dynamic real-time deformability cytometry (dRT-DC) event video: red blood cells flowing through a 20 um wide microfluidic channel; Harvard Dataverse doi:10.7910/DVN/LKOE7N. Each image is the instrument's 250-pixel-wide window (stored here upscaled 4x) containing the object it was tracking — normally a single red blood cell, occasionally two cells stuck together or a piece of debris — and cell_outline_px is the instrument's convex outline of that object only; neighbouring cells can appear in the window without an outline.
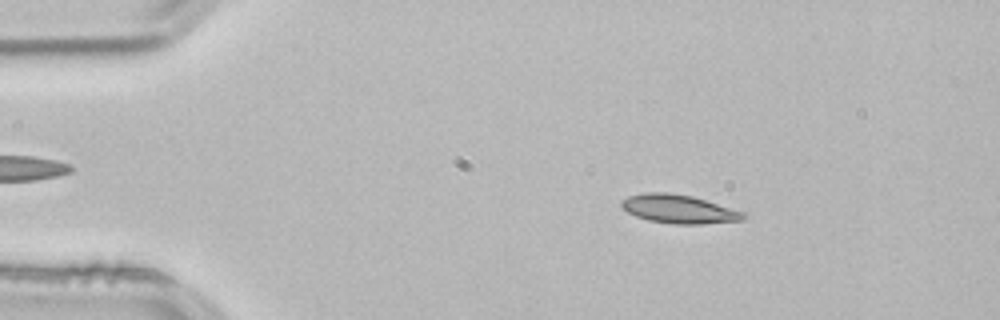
{"species": "common noctule bat (a hibernating species)", "species_latin": "Nyctalus noctula", "temperature_condition": "room temperature", "stored_images_in_passage": 52, "camera_frame_rate_fps": 3000, "um_per_image_px": 0.085, "animal": {"sex": "male", "body_mass_g": 21.5, "forearm_length_mm": 52.0}, "frame": {"image": 1, "passage_image": 8, "time_ms": 2.333, "image_size_px": [1000, 320], "cell_outline_px": [[748, 216], [744, 220], [700, 224], [672, 224], [648, 220], [636, 216], [620, 208], [620, 200], [628, 196], [644, 192], [668, 192], [692, 196], [744, 212]], "centroid_in_image_um": [57.66, 17.76], "position_along_channel_um": 27.3, "area_um2": 20.46}}
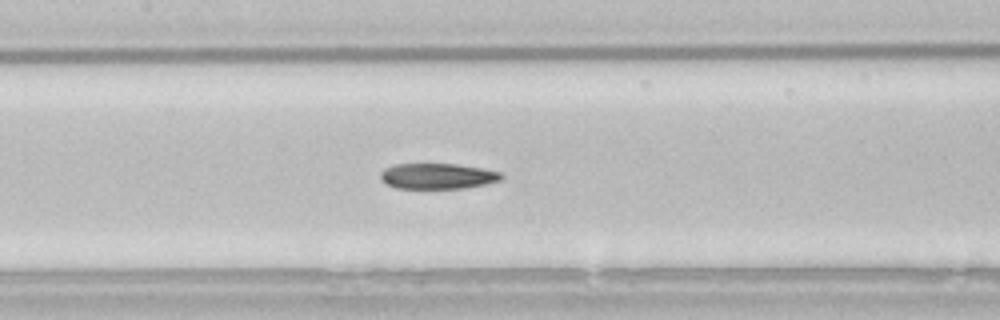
{"frame": {"image": 2, "passage_image": 24, "time_ms": 7.667, "image_size_px": [1000, 320], "cell_outline_px": [[504, 176], [500, 180], [484, 184], [464, 188], [396, 188], [388, 184], [380, 176], [380, 172], [384, 168], [396, 164], [456, 164], [480, 168], [500, 172]], "centroid_in_image_um": [37.19, 14.96], "position_along_channel_um": 170.2, "area_um2": 17.8}}
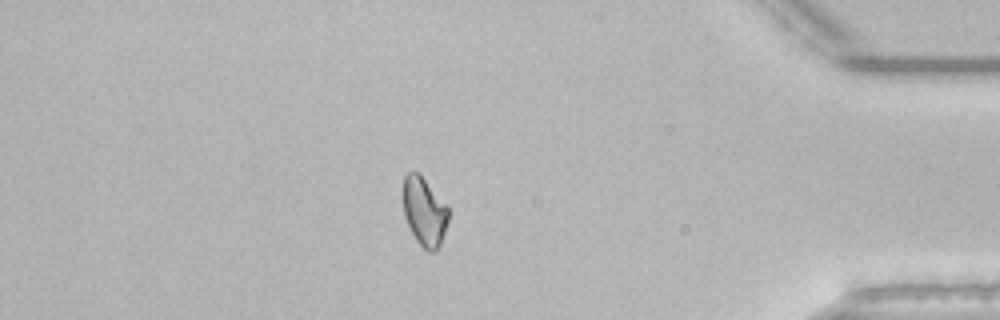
{"frame": {"image": 3, "passage_image": 45, "time_ms": 14.667, "image_size_px": [1000, 320], "cell_outline_px": [[448, 220], [440, 244], [432, 252], [428, 252], [416, 240], [404, 216], [404, 176], [408, 172], [420, 172], [448, 204]], "centroid_in_image_um": [36.09, 17.93], "position_along_channel_um": 399.1, "area_um2": 18.15}, "authors_computed_cell_mechanics": {"area_um2": 19.0451, "velocity_mm_per_s": 3.8204, "shape_relaxation_time_tau1_ms": 9.4748, "shape_relaxation_time_tau2_ms": 7.0194, "deformation_change_tau1": 0.1902, "deformation_change_tau2": 0.1196}}